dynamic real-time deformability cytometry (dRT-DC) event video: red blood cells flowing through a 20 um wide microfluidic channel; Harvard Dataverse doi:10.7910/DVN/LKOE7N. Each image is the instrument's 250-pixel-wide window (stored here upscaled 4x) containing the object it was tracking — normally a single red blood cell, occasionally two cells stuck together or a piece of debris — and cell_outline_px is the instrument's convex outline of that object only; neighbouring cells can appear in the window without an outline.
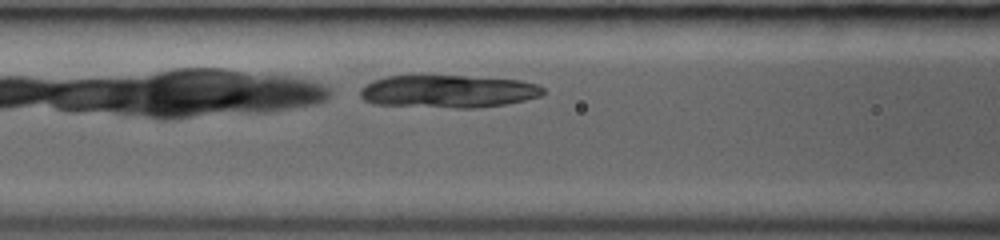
{"species": "common noctule bat (a hibernating species)", "species_latin": "Nyctalus noctula", "temperature_condition": "room temperature", "stored_images_in_passage": 4, "segment_of_instrument_passage": [2, 2], "camera_frame_rate_fps": 3000, "um_per_image_px": 0.085, "animal": {"sex": "female", "body_mass_g": 19.0, "forearm_length_mm": 53.3}, "frame": {"image": 1, "passage_image": 4, "time_ms": 3.0, "image_size_px": [1000, 240], "cell_outline_px": [[544, 92], [540, 96], [524, 100], [504, 104], [476, 108], [456, 108], [372, 104], [364, 100], [360, 96], [360, 88], [364, 84], [372, 80], [388, 76], [464, 76], [520, 80], [536, 84], [544, 88]], "centroid_in_image_um": [38.04, 7.77], "position_along_channel_um": 128.6, "area_um2": 34.91}}